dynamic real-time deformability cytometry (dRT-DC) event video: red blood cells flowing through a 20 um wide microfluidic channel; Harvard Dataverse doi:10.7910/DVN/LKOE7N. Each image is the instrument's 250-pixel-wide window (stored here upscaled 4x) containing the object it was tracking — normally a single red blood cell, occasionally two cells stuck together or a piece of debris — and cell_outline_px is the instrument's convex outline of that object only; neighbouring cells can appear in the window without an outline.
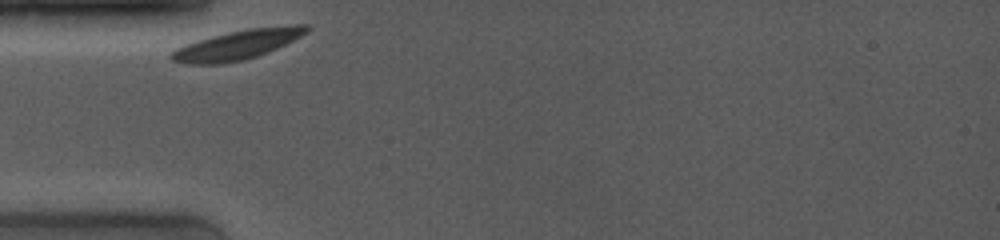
{"species": "common noctule bat (a hibernating species)", "species_latin": "Nyctalus noctula", "temperature_condition": "room temperature", "stored_images_in_passage": 20, "camera_frame_rate_fps": 4000, "um_per_image_px": 0.085, "animal": {"sex": "female", "body_mass_g": 19.0, "forearm_length_mm": 53.3}, "frame": {"image": 1, "passage_image": 1, "time_ms": 0.0, "image_size_px": [1000, 240], "cell_outline_px": [[312, 28], [308, 32], [268, 52], [244, 60], [220, 64], [188, 64], [172, 60], [168, 56], [176, 48], [184, 44], [212, 36], [228, 32], [248, 28], [292, 24], [308, 24]], "centroid_in_image_um": [20.2, 3.79], "position_along_channel_um": 64.8, "area_um2": 23.29}}